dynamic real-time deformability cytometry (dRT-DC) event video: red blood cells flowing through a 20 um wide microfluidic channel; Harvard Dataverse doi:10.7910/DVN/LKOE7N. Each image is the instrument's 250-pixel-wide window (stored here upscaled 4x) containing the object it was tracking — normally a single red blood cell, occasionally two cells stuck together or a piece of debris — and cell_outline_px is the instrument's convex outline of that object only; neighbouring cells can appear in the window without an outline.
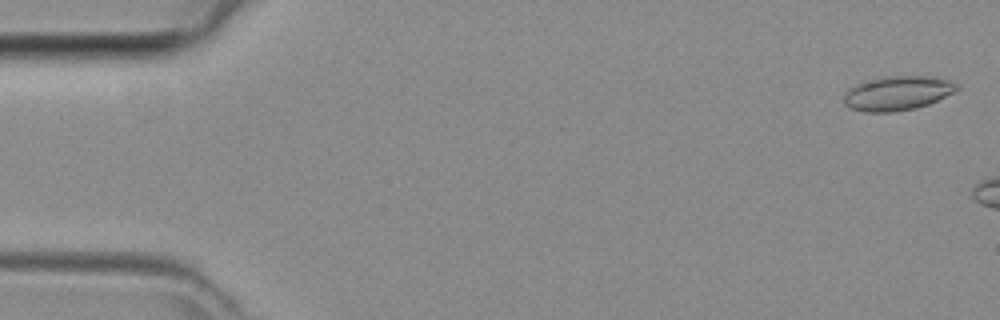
{"species": "common noctule bat (a hibernating species)", "species_latin": "Nyctalus noctula", "temperature_condition": "room temperature", "stored_images_in_passage": 5, "camera_frame_rate_fps": 3000, "um_per_image_px": 0.085, "animal": {"sex": "female", "body_mass_g": 29.2, "forearm_length_mm": 56.3}, "frame": {"image": 1, "passage_image": 1, "time_ms": 0.0, "image_size_px": [1000, 320], "cell_outline_px": [[960, 88], [928, 104], [916, 108], [892, 112], [864, 112], [852, 108], [844, 104], [844, 96], [856, 84], [888, 76], [924, 76], [948, 80], [960, 84]], "centroid_in_image_um": [76.3, 7.93], "position_along_channel_um": 8.7, "area_um2": 22.08}}